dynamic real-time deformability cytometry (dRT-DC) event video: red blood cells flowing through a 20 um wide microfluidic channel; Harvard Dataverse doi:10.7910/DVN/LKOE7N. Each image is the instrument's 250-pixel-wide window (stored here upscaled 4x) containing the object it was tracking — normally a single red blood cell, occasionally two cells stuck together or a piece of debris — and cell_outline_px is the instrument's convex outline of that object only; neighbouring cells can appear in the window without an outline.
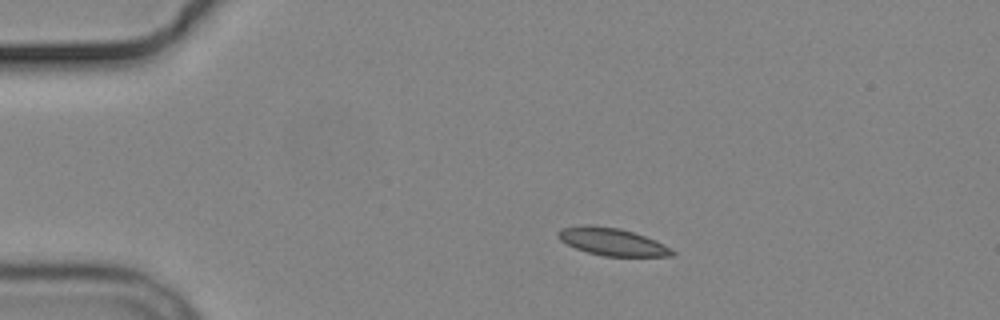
{"species": "common noctule bat (a hibernating species)", "species_latin": "Nyctalus noctula", "temperature_condition": "cold", "stored_images_in_passage": 2, "camera_frame_rate_fps": 3000, "um_per_image_px": 0.085, "animal": {"sex": "male", "body_mass_g": 19.2, "forearm_length_mm": 51.8}, "frame": {"image": 1, "passage_image": 1, "time_ms": 0.0, "image_size_px": [1000, 320], "cell_outline_px": [[676, 256], [604, 256], [588, 252], [576, 248], [560, 240], [556, 236], [556, 232], [560, 228], [620, 228], [644, 236], [664, 244], [676, 252]], "centroid_in_image_um": [52.11, 20.6], "position_along_channel_um": 32.9, "area_um2": 17.4}}